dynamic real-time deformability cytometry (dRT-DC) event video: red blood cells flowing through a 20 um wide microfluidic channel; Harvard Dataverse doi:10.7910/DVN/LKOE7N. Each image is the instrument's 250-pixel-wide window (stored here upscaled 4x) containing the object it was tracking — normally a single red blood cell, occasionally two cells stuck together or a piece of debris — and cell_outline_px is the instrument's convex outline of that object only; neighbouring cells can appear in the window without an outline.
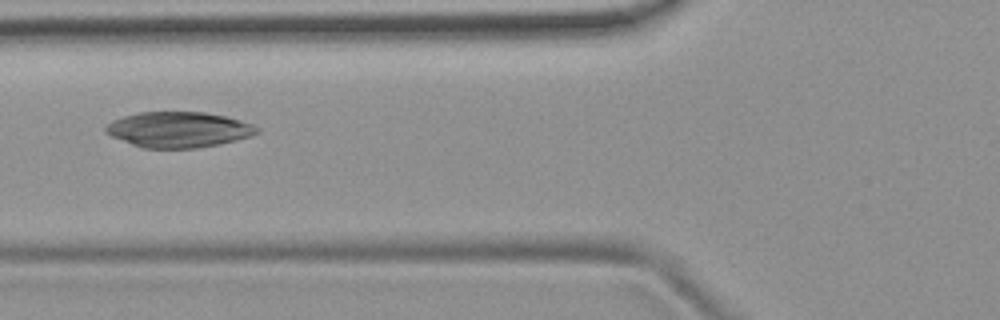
{"species": "common noctule bat (a hibernating species)", "species_latin": "Nyctalus noctula", "temperature_condition": "room temperature", "stored_images_in_passage": 8, "camera_frame_rate_fps": 3000, "um_per_image_px": 0.085, "animal": {"sex": "female", "body_mass_g": 19.9}, "frame": {"image": 1, "passage_image": 4, "time_ms": 4.667, "image_size_px": [1000, 320], "cell_outline_px": [[260, 132], [252, 136], [220, 144], [196, 148], [144, 148], [132, 144], [112, 136], [104, 132], [104, 124], [112, 120], [124, 116], [140, 112], [204, 112], [224, 116], [240, 120], [252, 124], [260, 128]], "centroid_in_image_um": [15.18, 11.01], "position_along_channel_um": 110.6, "area_um2": 31.44}}
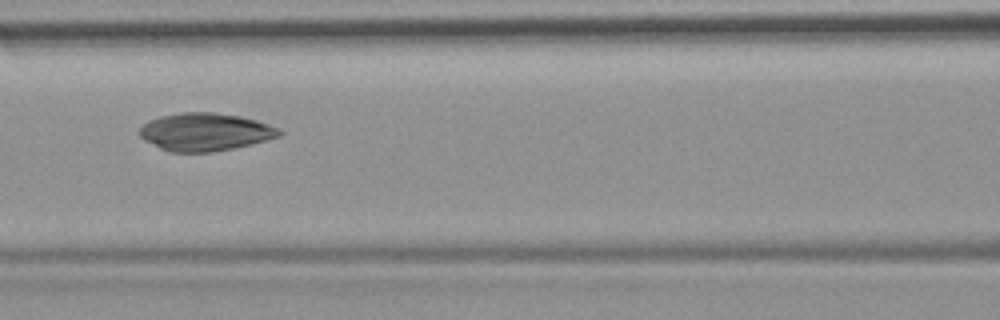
{"frame": {"image": 2, "passage_image": 5, "time_ms": 5.667, "image_size_px": [1000, 320], "cell_outline_px": [[284, 132], [280, 136], [232, 148], [212, 152], [172, 152], [160, 148], [144, 140], [140, 136], [140, 128], [148, 120], [160, 116], [184, 112], [212, 112], [240, 116], [256, 120], [280, 128]], "centroid_in_image_um": [17.43, 11.2], "position_along_channel_um": 149.2, "area_um2": 30.58}}
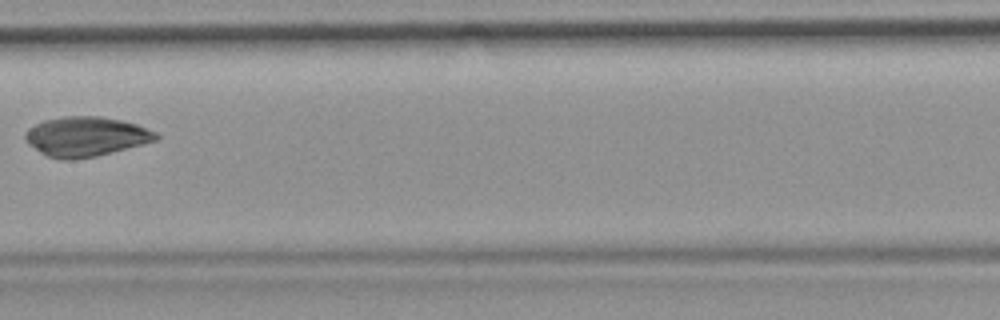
{"frame": {"image": 3, "passage_image": 6, "time_ms": 7.0, "image_size_px": [1000, 320], "cell_outline_px": [[160, 136], [156, 140], [112, 152], [96, 156], [72, 160], [60, 160], [48, 156], [40, 152], [28, 144], [24, 136], [24, 132], [28, 128], [44, 120], [64, 116], [100, 116], [120, 120], [136, 124], [156, 132]], "centroid_in_image_um": [7.26, 11.61], "position_along_channel_um": 200.1, "area_um2": 30.11}}